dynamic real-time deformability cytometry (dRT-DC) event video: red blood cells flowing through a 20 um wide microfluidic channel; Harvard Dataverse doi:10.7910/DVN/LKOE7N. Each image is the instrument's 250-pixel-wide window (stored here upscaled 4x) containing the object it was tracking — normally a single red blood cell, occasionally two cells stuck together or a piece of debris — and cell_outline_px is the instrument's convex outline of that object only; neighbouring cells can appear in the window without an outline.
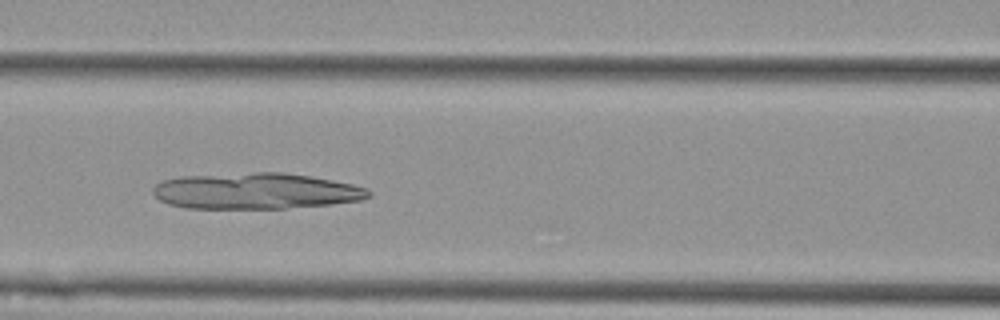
{"species": "Egyptian fruit bat (a non-hibernating species)", "species_latin": "Rousettus aegyptiacus", "temperature_condition": "cold", "stored_images_in_passage": 41, "camera_frame_rate_fps": 3000, "um_per_image_px": 0.085, "animal": {"sex": "female"}, "frame": {"image": 1, "passage_image": 12, "time_ms": 3.667, "image_size_px": [1000, 320], "cell_outline_px": [[372, 196], [360, 200], [332, 204], [284, 208], [184, 208], [168, 204], [160, 200], [152, 192], [152, 188], [160, 180], [180, 176], [252, 172], [284, 172], [332, 180], [352, 184], [368, 188], [372, 192]], "centroid_in_image_um": [21.72, 16.23], "position_along_channel_um": 144.9, "area_um2": 45.6}}
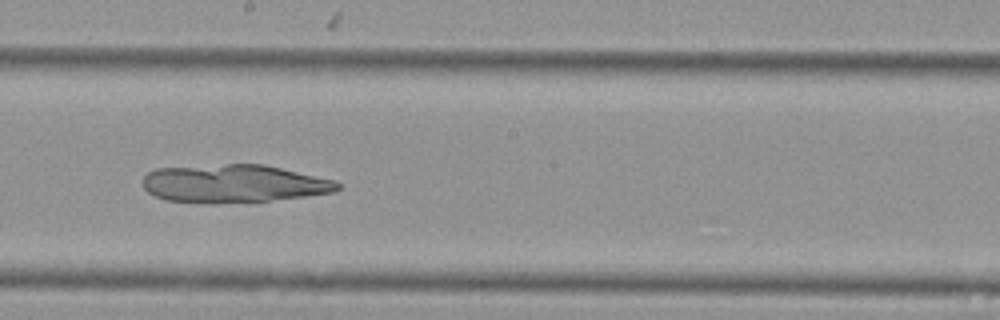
{"frame": {"image": 2, "passage_image": 19, "time_ms": 6.0, "image_size_px": [1000, 320], "cell_outline_px": [[340, 188], [332, 192], [304, 196], [268, 200], [208, 204], [164, 200], [148, 192], [144, 188], [144, 176], [148, 172], [156, 168], [228, 164], [264, 164], [336, 180], [340, 184]], "centroid_in_image_um": [19.85, 15.6], "position_along_channel_um": 228.4, "area_um2": 43.06}}
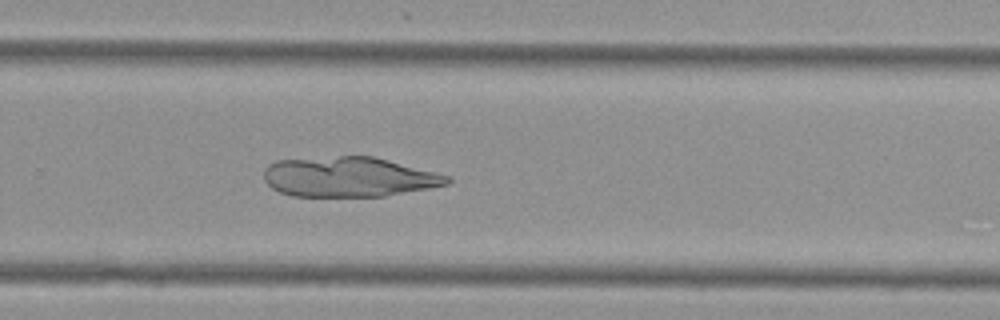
{"frame": {"image": 3, "passage_image": 25, "time_ms": 8.0, "image_size_px": [1000, 320], "cell_outline_px": [[452, 180], [448, 184], [428, 188], [384, 196], [292, 196], [280, 192], [272, 188], [264, 180], [264, 168], [268, 164], [276, 160], [340, 156], [372, 156], [452, 176]], "centroid_in_image_um": [29.64, 15.03], "position_along_channel_um": 300.2, "area_um2": 42.66}}